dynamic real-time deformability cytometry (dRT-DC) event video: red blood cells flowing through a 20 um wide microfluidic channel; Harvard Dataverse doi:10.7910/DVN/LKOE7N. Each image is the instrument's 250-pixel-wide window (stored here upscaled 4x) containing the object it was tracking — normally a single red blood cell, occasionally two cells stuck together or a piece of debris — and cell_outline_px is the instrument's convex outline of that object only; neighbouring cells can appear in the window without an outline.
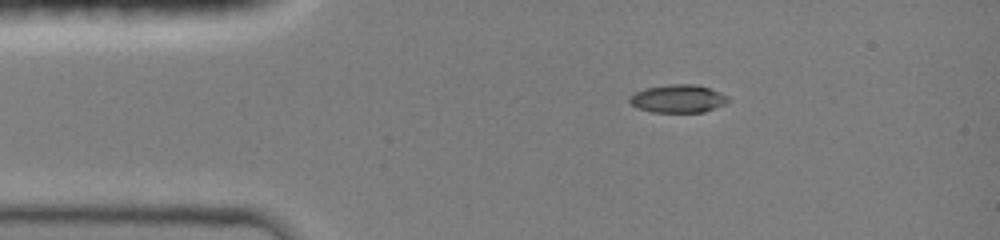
{"species": "common noctule bat (a hibernating species)", "species_latin": "Nyctalus noctula", "temperature_condition": "room temperature", "stored_images_in_passage": 3, "camera_frame_rate_fps": 3000, "um_per_image_px": 0.085, "animal": {"sex": "female", "body_mass_g": 19.0, "forearm_length_mm": 51.5}, "frame": {"image": 1, "passage_image": 1, "time_ms": 0.0, "image_size_px": [1000, 240], "cell_outline_px": [[732, 100], [724, 104], [704, 112], [652, 112], [636, 108], [628, 100], [636, 92], [644, 88], [668, 84], [696, 84], [708, 88], [728, 96]], "centroid_in_image_um": [57.64, 8.39], "position_along_channel_um": 27.4, "area_um2": 16.07}}